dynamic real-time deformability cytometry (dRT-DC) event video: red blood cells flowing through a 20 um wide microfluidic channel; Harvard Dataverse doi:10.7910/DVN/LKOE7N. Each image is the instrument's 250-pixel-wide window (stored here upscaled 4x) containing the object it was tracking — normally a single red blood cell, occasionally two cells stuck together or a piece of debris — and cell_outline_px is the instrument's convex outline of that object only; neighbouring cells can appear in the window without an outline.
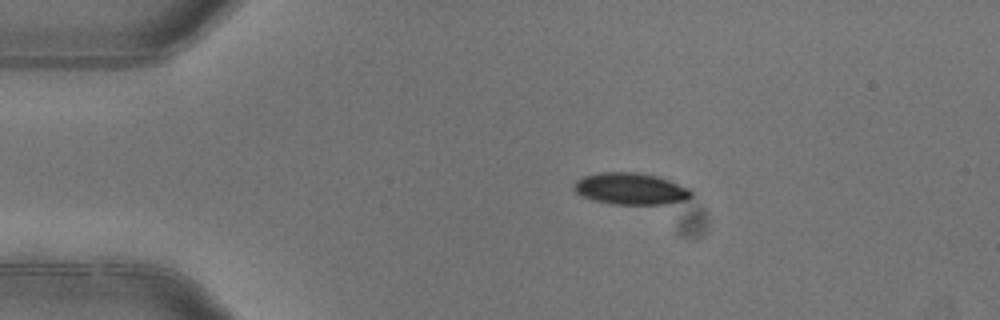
{"species": "common noctule bat (a hibernating species)", "species_latin": "Nyctalus noctula", "temperature_condition": "warm", "stored_images_in_passage": 4, "camera_frame_rate_fps": 3000, "um_per_image_px": 0.085, "animal": {"sex": "female"}, "frame": {"image": 1, "passage_image": 1, "time_ms": 0.0, "image_size_px": [1000, 320], "cell_outline_px": [[692, 196], [684, 200], [668, 204], [612, 204], [592, 200], [576, 192], [572, 188], [572, 184], [576, 180], [584, 176], [600, 172], [636, 172], [656, 176], [668, 180], [688, 188], [692, 192]], "centroid_in_image_um": [53.56, 16.04], "position_along_channel_um": 31.4, "area_um2": 21.62}}
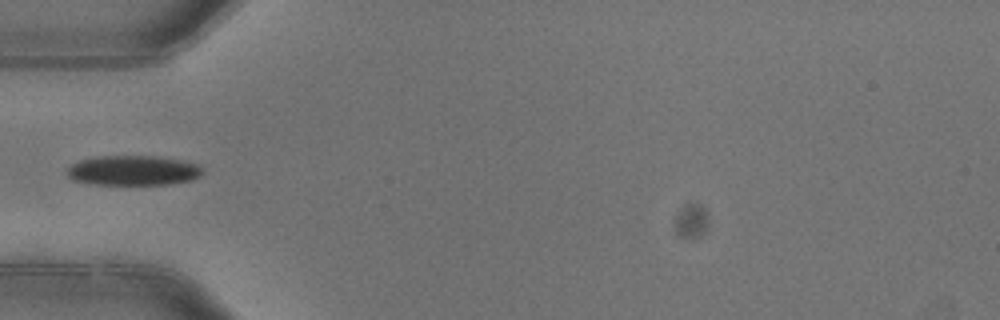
{"frame": {"image": 2, "passage_image": 3, "time_ms": 0.667, "image_size_px": [1000, 320], "cell_outline_px": [[204, 172], [200, 176], [192, 180], [168, 184], [96, 184], [72, 180], [64, 172], [72, 164], [80, 160], [96, 156], [152, 156], [184, 160], [200, 164]], "centroid_in_image_um": [11.34, 14.48], "position_along_channel_um": 73.7, "area_um2": 23.76}}